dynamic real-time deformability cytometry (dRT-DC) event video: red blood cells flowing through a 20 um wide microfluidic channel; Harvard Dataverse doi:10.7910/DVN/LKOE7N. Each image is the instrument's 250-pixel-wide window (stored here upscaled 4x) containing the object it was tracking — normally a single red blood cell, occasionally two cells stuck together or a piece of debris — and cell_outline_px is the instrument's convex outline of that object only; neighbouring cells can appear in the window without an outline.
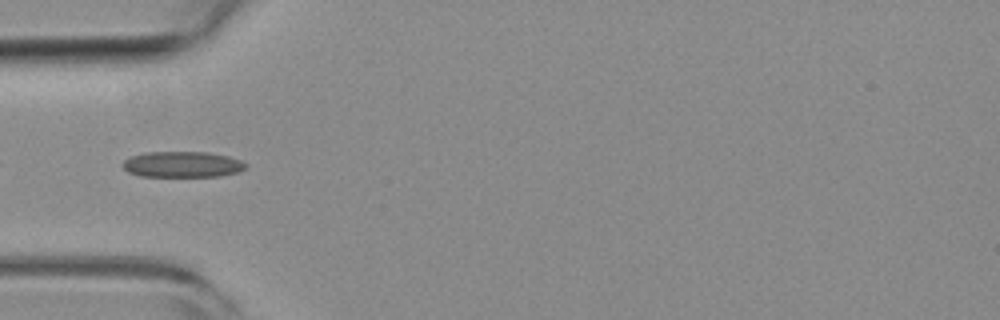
{"species": "common noctule bat (a hibernating species)", "species_latin": "Nyctalus noctula", "temperature_condition": "room temperature", "stored_images_in_passage": 43, "camera_frame_rate_fps": 3000, "um_per_image_px": 0.085, "animal": {"sex": "female", "body_mass_g": 19.3, "forearm_length_mm": 54.1}, "frame": {"image": 1, "passage_image": 6, "time_ms": 1.667, "image_size_px": [1000, 320], "cell_outline_px": [[248, 168], [236, 172], [220, 176], [140, 176], [128, 172], [120, 164], [124, 160], [132, 156], [148, 152], [208, 152], [228, 156], [240, 160], [248, 164]], "centroid_in_image_um": [15.51, 13.97], "position_along_channel_um": 69.5, "area_um2": 18.55}}
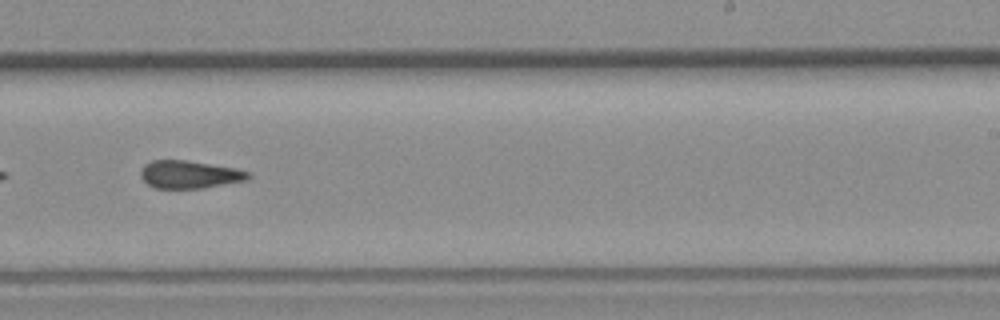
{"frame": {"image": 2, "passage_image": 22, "time_ms": 7.0, "image_size_px": [1000, 320], "cell_outline_px": [[252, 176], [248, 180], [204, 188], [156, 188], [148, 184], [140, 176], [140, 172], [144, 164], [152, 160], [184, 160], [236, 168], [248, 172]], "centroid_in_image_um": [16.12, 14.83], "position_along_channel_um": 272.9, "area_um2": 17.4}}
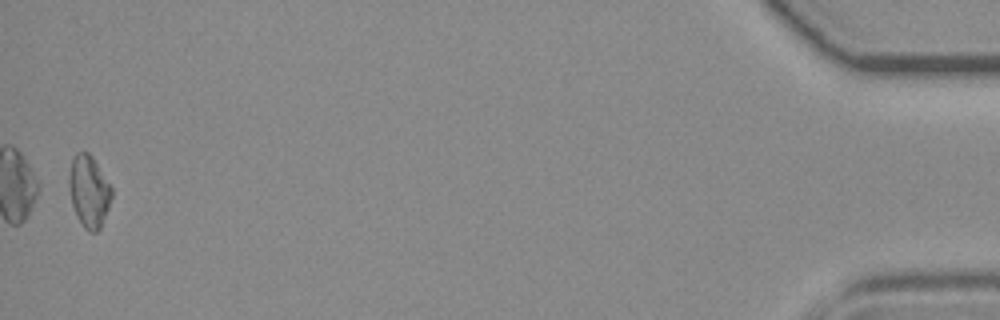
{"frame": {"image": 3, "passage_image": 42, "time_ms": 13.667, "image_size_px": [1000, 320], "cell_outline_px": [[112, 196], [108, 208], [100, 228], [96, 232], [88, 232], [84, 228], [76, 216], [72, 204], [68, 188], [68, 176], [72, 160], [76, 152], [88, 152], [92, 156], [112, 188]], "centroid_in_image_um": [7.54, 16.27], "position_along_channel_um": 427.7, "area_um2": 17.86}, "authors_computed_cell_mechanics": {"area_um2": 17.9758, "velocity_mm_per_s": 3.8022, "shape_relaxation_time_tau1_ms": null, "shape_relaxation_time_tau2_ms": 10.1493, "deformation_change_tau1": null, "deformation_change_tau2": 0.1714}}